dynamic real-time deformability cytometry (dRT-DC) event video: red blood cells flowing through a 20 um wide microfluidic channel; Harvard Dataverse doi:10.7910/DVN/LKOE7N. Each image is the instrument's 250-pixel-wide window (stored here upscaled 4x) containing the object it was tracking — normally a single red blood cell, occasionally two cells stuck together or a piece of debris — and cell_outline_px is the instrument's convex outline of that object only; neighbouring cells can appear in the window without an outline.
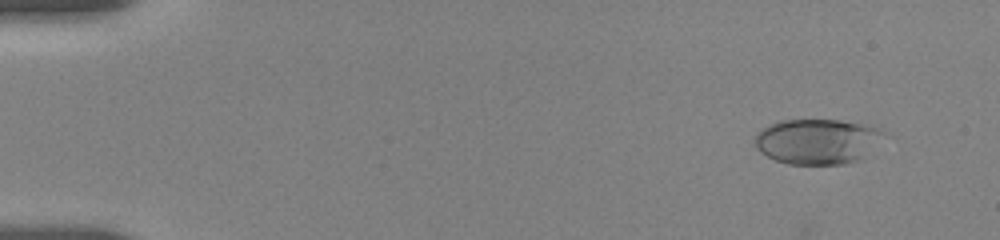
{"species": "human", "species_latin": "Homo sapiens", "temperature_condition": "room temperature", "stored_images_in_passage": 8, "camera_frame_rate_fps": 3000, "um_per_image_px": 0.085, "donor": {"sex": "female"}, "frame": {"image": 1, "passage_image": 2, "time_ms": 1.0, "image_size_px": [1000, 240], "cell_outline_px": [[884, 132], [864, 160], [844, 164], [788, 164], [776, 160], [760, 152], [756, 148], [756, 136], [764, 128], [780, 120], [840, 120], [880, 128]], "centroid_in_image_um": [69.49, 12.03], "position_along_channel_um": 15.5, "area_um2": 33.7}}
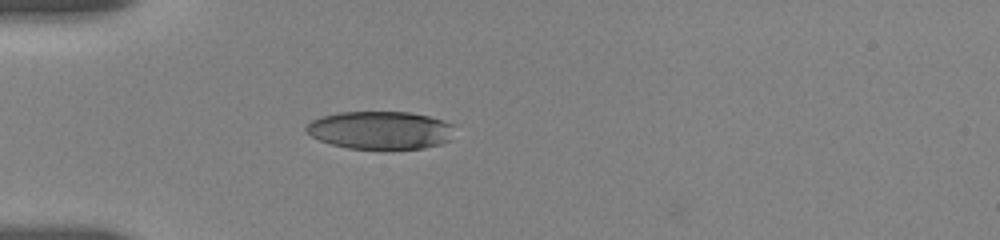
{"frame": {"image": 2, "passage_image": 6, "time_ms": 5.0, "image_size_px": [1000, 240], "cell_outline_px": [[452, 140], [440, 144], [424, 148], [348, 148], [332, 144], [320, 140], [312, 136], [304, 128], [312, 120], [320, 116], [340, 112], [408, 112], [428, 116], [444, 120], [452, 124]], "centroid_in_image_um": [32.34, 11.05], "position_along_channel_um": 52.7, "area_um2": 32.6}}
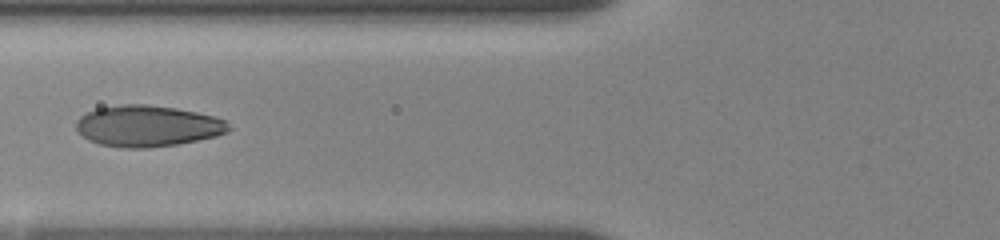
{"frame": {"image": 3, "passage_image": 8, "time_ms": 7.0, "image_size_px": [1000, 240], "cell_outline_px": [[232, 128], [228, 132], [216, 136], [176, 144], [148, 148], [120, 148], [100, 144], [88, 140], [76, 128], [76, 120], [80, 116], [96, 108], [120, 104], [148, 104], [176, 108], [216, 116], [224, 120]], "centroid_in_image_um": [12.54, 10.7], "position_along_channel_um": 113.3, "area_um2": 36.76}}